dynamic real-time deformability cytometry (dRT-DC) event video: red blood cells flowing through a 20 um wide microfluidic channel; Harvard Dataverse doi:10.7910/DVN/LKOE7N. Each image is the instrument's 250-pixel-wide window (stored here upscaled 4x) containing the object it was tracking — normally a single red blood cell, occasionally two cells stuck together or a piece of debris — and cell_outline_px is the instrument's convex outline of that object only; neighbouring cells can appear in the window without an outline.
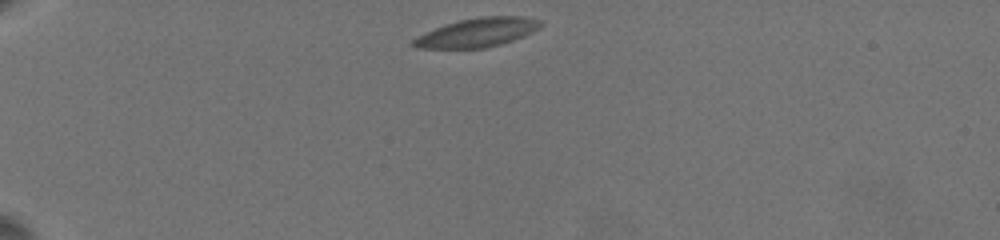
{"species": "common noctule bat (a hibernating species)", "species_latin": "Nyctalus noctula", "temperature_condition": "warm", "stored_images_in_passage": 31, "camera_frame_rate_fps": 3000, "um_per_image_px": 0.085, "animal": {"sex": "female", "body_mass_g": 19.5, "forearm_length_mm": 54.1}, "frame": {"image": 1, "passage_image": 1, "time_ms": 0.0, "image_size_px": [1000, 240], "cell_outline_px": [[544, 24], [540, 28], [524, 36], [500, 44], [484, 48], [416, 48], [412, 44], [412, 40], [436, 28], [460, 20], [480, 16], [524, 16], [540, 20]], "centroid_in_image_um": [40.65, 2.76], "position_along_channel_um": 44.4, "area_um2": 21.15}}
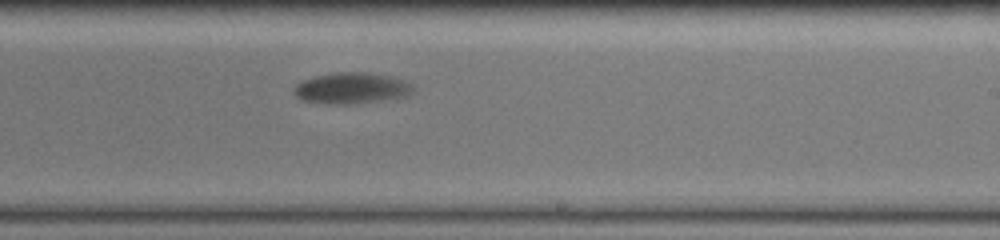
{"frame": {"image": 2, "passage_image": 18, "time_ms": 8.333, "image_size_px": [1000, 240], "cell_outline_px": [[412, 88], [404, 96], [380, 100], [348, 104], [324, 104], [304, 100], [296, 96], [292, 92], [296, 84], [304, 80], [316, 76], [340, 72], [368, 72], [388, 76], [404, 80], [412, 84]], "centroid_in_image_um": [29.81, 7.49], "position_along_channel_um": 259.2, "area_um2": 21.15}}
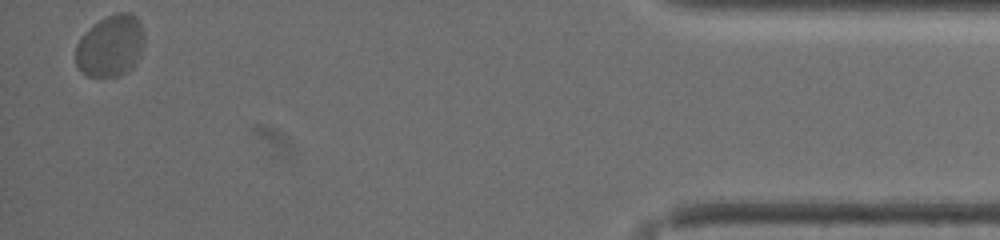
{"frame": {"image": 3, "passage_image": 31, "time_ms": 15.333, "image_size_px": [1000, 240], "cell_outline_px": [[144, 44], [140, 56], [132, 68], [120, 76], [88, 76], [80, 72], [76, 64], [76, 44], [84, 32], [100, 20], [108, 16], [120, 12], [128, 12], [136, 16], [140, 20], [144, 32]], "centroid_in_image_um": [9.41, 3.9], "position_along_channel_um": 425.8, "area_um2": 24.85}, "authors_computed_cell_mechanics": {"area_um2": 21.6172, "velocity_mm_per_s": 3.3001, "shape_relaxation_time_tau1_ms": 3.1538, "shape_relaxation_time_tau2_ms": null, "deformation_change_tau1": 0.115, "deformation_change_tau2": null}}